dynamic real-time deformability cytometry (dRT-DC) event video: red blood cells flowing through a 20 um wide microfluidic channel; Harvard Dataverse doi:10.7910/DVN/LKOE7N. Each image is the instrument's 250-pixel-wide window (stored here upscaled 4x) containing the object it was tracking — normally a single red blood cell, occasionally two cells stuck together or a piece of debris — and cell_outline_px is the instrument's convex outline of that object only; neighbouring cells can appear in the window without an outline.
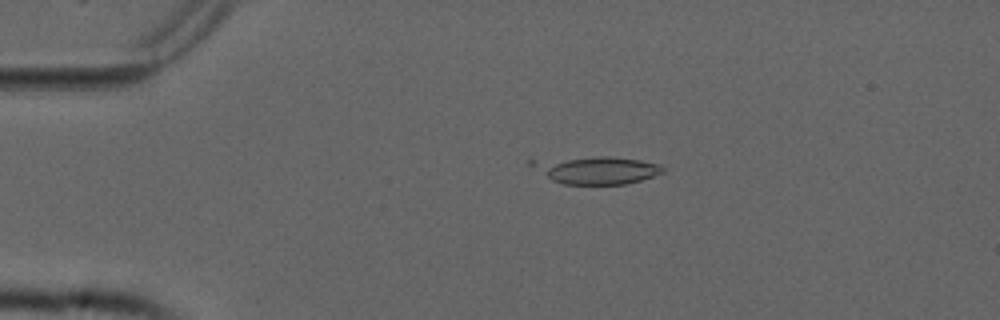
{"species": "common noctule bat (a hibernating species)", "species_latin": "Nyctalus noctula", "temperature_condition": "cold", "stored_images_in_passage": 14, "camera_frame_rate_fps": 3000, "um_per_image_px": 0.085, "animal": {"sex": "male", "forearm_length_mm": 52.5}, "frame": {"image": 1, "passage_image": 11, "time_ms": 3.333, "image_size_px": [1000, 320], "cell_outline_px": [[664, 172], [640, 180], [624, 184], [564, 184], [552, 180], [548, 176], [548, 168], [556, 164], [568, 160], [596, 156], [608, 156], [640, 160], [660, 164], [664, 168]], "centroid_in_image_um": [51.26, 14.51], "position_along_channel_um": 33.7, "area_um2": 18.38}}